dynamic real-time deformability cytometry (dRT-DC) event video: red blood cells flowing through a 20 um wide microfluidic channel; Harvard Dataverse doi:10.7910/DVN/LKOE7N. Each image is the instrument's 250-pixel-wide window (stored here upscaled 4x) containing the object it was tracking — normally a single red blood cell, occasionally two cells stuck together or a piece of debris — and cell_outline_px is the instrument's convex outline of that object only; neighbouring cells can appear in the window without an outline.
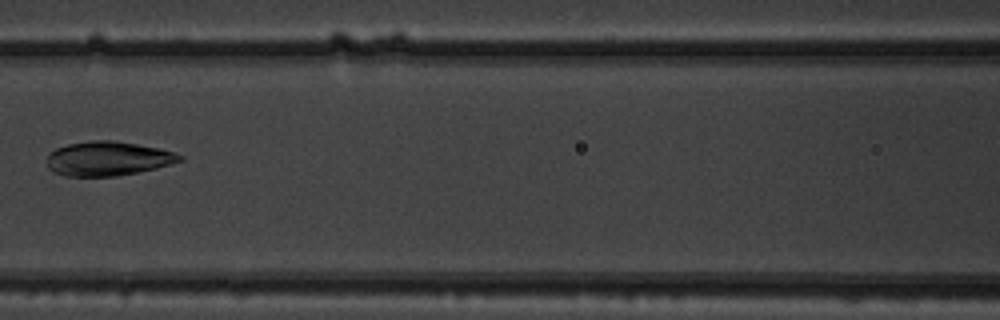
{"species": "common noctule bat (a hibernating species)", "species_latin": "Nyctalus noctula", "temperature_condition": "warm", "stored_images_in_passage": 5, "camera_frame_rate_fps": 3000, "um_per_image_px": 0.085, "animal": {"sex": "male", "body_mass_g": 19.5, "forearm_length_mm": 54.6}, "frame": {"image": 1, "passage_image": 5, "time_ms": 4.667, "image_size_px": [1000, 320], "cell_outline_px": [[184, 160], [156, 168], [116, 176], [64, 176], [52, 172], [48, 168], [48, 156], [56, 148], [68, 144], [92, 140], [116, 140], [160, 148], [176, 152], [184, 156]], "centroid_in_image_um": [9.2, 13.47], "position_along_channel_um": 157.4, "area_um2": 26.65}}